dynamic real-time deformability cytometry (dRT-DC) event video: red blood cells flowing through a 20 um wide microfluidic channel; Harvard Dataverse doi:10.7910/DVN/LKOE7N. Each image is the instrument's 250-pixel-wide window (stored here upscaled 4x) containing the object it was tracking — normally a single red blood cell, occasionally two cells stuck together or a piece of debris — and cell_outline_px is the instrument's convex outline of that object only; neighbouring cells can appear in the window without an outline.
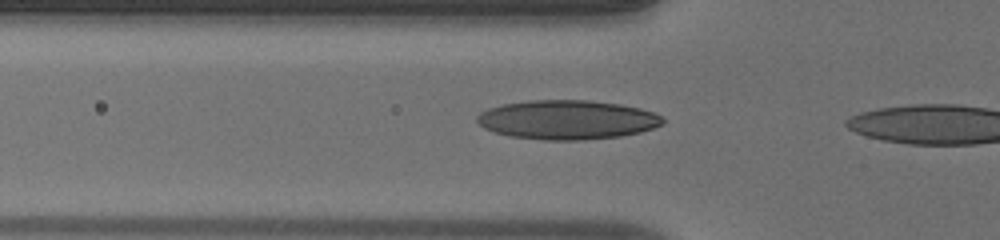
{"species": "human", "species_latin": "Homo sapiens", "temperature_condition": "warm", "stored_images_in_passage": 22, "camera_frame_rate_fps": 3000, "um_per_image_px": 0.085, "donor": {"sex": "male"}, "frame": {"image": 1, "passage_image": 7, "time_ms": 2.0, "image_size_px": [1000, 240], "cell_outline_px": [[664, 124], [640, 132], [620, 136], [580, 140], [544, 140], [508, 136], [484, 128], [476, 120], [476, 116], [480, 112], [488, 108], [504, 104], [528, 100], [588, 100], [620, 104], [640, 108], [656, 112], [664, 120]], "centroid_in_image_um": [48.21, 10.17], "position_along_channel_um": 77.6, "area_um2": 42.54}}
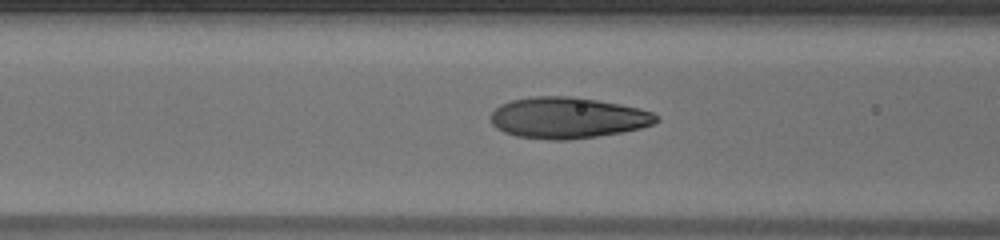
{"frame": {"image": 2, "passage_image": 10, "time_ms": 3.0, "image_size_px": [1000, 240], "cell_outline_px": [[660, 120], [652, 124], [640, 128], [620, 132], [596, 136], [568, 140], [548, 140], [516, 136], [504, 132], [496, 128], [492, 124], [492, 112], [500, 104], [512, 100], [532, 96], [572, 96], [620, 104], [652, 112], [660, 116]], "centroid_in_image_um": [48.24, 10.01], "position_along_channel_um": 118.4, "area_um2": 39.59}}
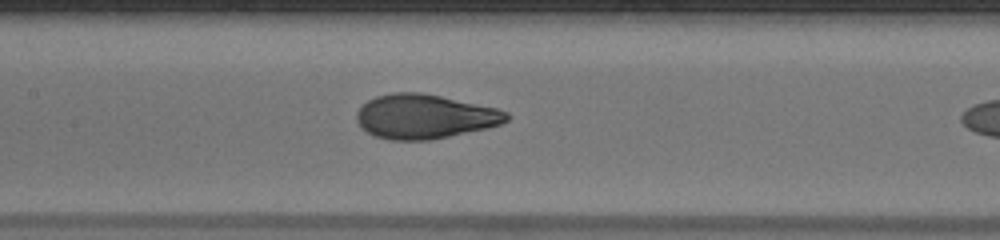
{"frame": {"image": 3, "passage_image": 14, "time_ms": 4.333, "image_size_px": [1000, 240], "cell_outline_px": [[508, 120], [500, 124], [488, 128], [428, 140], [388, 140], [376, 136], [360, 128], [356, 120], [356, 112], [368, 100], [376, 96], [392, 92], [420, 92], [440, 96], [496, 108], [508, 112]], "centroid_in_image_um": [36.06, 9.9], "position_along_channel_um": 171.3, "area_um2": 38.61}}